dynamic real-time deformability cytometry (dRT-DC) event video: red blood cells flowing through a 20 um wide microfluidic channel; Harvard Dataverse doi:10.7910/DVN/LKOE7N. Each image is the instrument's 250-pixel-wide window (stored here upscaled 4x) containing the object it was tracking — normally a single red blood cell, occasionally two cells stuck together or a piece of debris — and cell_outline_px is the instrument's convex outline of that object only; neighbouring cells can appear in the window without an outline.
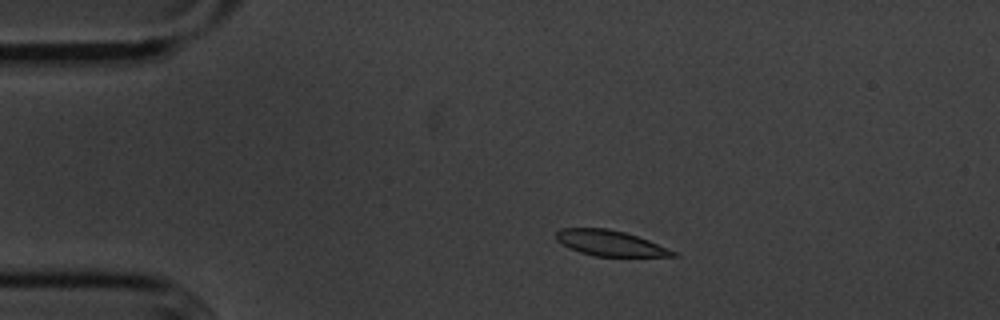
{"species": "common noctule bat (a hibernating species)", "species_latin": "Nyctalus noctula", "temperature_condition": "cold", "stored_images_in_passage": 54, "camera_frame_rate_fps": 3000, "um_per_image_px": 0.085, "animal": {"sex": "male", "body_mass_g": 20.1, "forearm_length_mm": 53.5}, "frame": {"image": 1, "passage_image": 9, "time_ms": 2.667, "image_size_px": [1000, 320], "cell_outline_px": [[680, 256], [596, 256], [580, 252], [568, 248], [556, 240], [556, 232], [560, 228], [608, 228], [624, 232], [648, 240], [676, 252]], "centroid_in_image_um": [51.81, 20.66], "position_along_channel_um": 33.2, "area_um2": 17.22}}
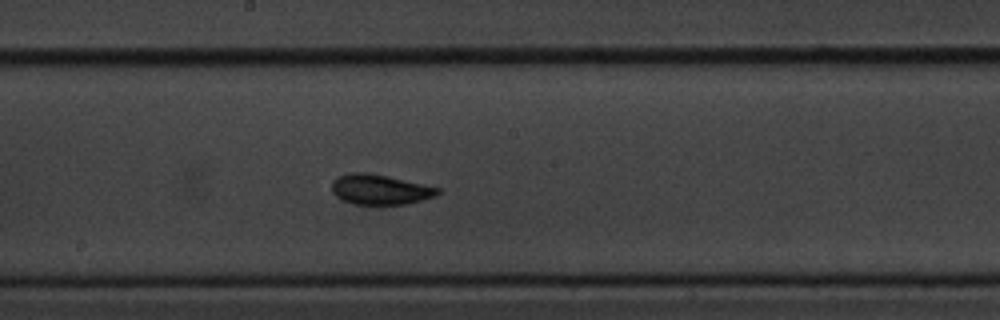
{"frame": {"image": 2, "passage_image": 28, "time_ms": 9.0, "image_size_px": [1000, 320], "cell_outline_px": [[440, 192], [436, 196], [408, 204], [352, 204], [336, 196], [332, 192], [332, 180], [336, 176], [352, 172], [368, 172], [388, 176], [440, 188]], "centroid_in_image_um": [32.28, 16.1], "position_along_channel_um": 215.9, "area_um2": 18.67}}
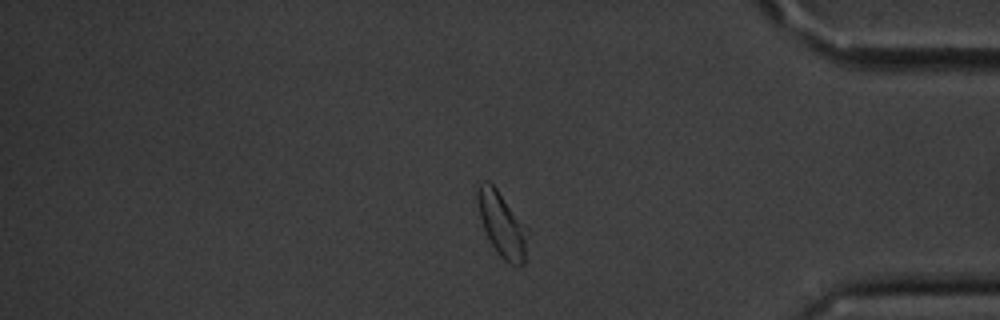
{"frame": {"image": 3, "passage_image": 45, "time_ms": 14.667, "image_size_px": [1000, 320], "cell_outline_px": [[528, 232], [524, 264], [516, 268], [508, 264], [496, 252], [484, 228], [480, 216], [476, 200], [476, 188], [484, 180], [488, 180], [496, 188], [528, 228]], "centroid_in_image_um": [42.68, 19.1], "position_along_channel_um": 392.5, "area_um2": 18.96}, "authors_computed_cell_mechanics": {"area_um2": 18.2648, "velocity_mm_per_s": 3.5615, "shape_relaxation_time_tau1_ms": 2.3622, "shape_relaxation_time_tau2_ms": 1.2905, "deformation_change_tau1": 0.1078, "deformation_change_tau2": 0.0435}}